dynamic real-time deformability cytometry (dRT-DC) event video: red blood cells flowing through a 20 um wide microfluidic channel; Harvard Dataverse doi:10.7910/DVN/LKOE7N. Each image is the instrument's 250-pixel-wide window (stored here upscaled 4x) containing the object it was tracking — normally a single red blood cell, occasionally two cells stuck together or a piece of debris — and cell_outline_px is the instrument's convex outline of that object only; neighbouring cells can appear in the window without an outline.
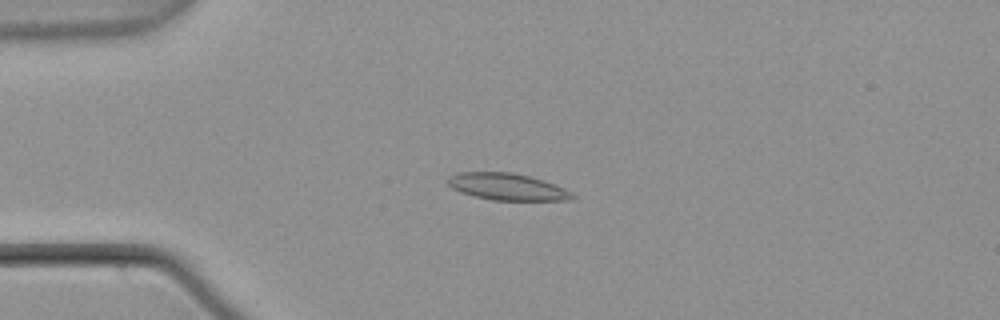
{"species": "common noctule bat (a hibernating species)", "species_latin": "Nyctalus noctula", "temperature_condition": "warm", "stored_images_in_passage": 56, "camera_frame_rate_fps": 3000, "um_per_image_px": 0.085, "animal": {"sex": "male", "body_mass_g": 21.5, "forearm_length_mm": 52.0}, "frame": {"image": 1, "passage_image": 14, "time_ms": 4.333, "image_size_px": [1000, 320], "cell_outline_px": [[576, 196], [572, 200], [492, 200], [472, 196], [460, 192], [452, 188], [444, 180], [448, 176], [456, 172], [512, 172], [544, 180], [556, 184], [572, 192]], "centroid_in_image_um": [43.08, 15.87], "position_along_channel_um": 41.9, "area_um2": 19.77}}
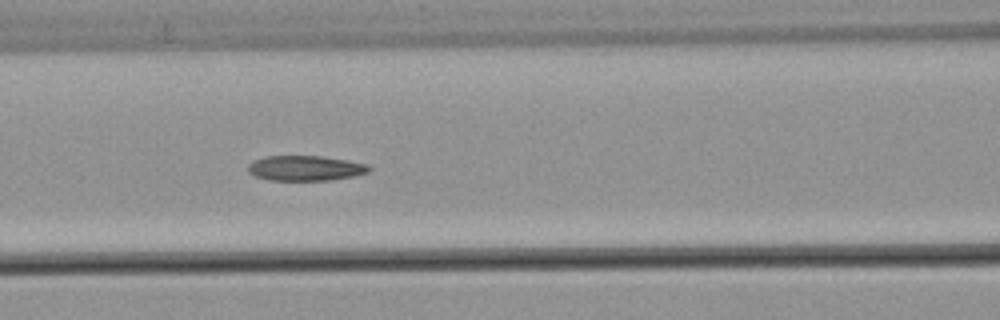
{"frame": {"image": 2, "passage_image": 24, "time_ms": 7.667, "image_size_px": [1000, 320], "cell_outline_px": [[372, 168], [368, 172], [352, 176], [332, 180], [272, 180], [256, 176], [248, 172], [248, 164], [252, 160], [264, 156], [324, 156], [348, 160], [368, 164]], "centroid_in_image_um": [25.96, 14.28], "position_along_channel_um": 140.6, "area_um2": 17.8}}
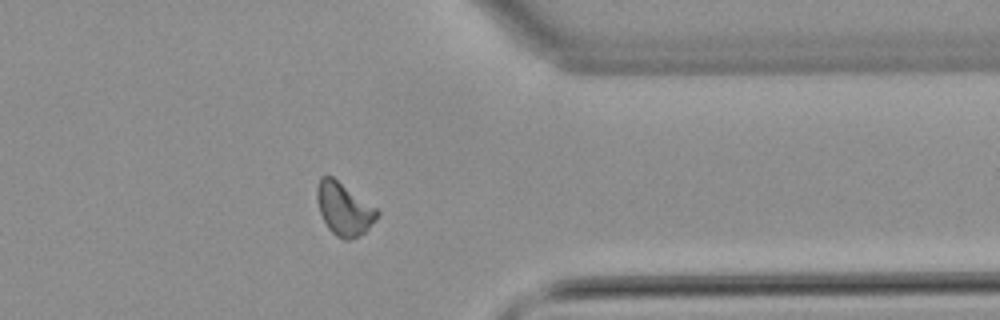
{"frame": {"image": 3, "passage_image": 44, "time_ms": 14.333, "image_size_px": [1000, 320], "cell_outline_px": [[380, 212], [376, 220], [364, 232], [348, 240], [344, 240], [336, 236], [328, 228], [320, 212], [316, 200], [316, 188], [320, 176], [332, 176], [376, 208]], "centroid_in_image_um": [29.21, 17.75], "position_along_channel_um": 382.2, "area_um2": 18.26}, "authors_computed_cell_mechanics": {"area_um2": 18.3515, "velocity_mm_per_s": 3.7702, "shape_relaxation_time_tau1_ms": null, "shape_relaxation_time_tau2_ms": 7.8954, "deformation_change_tau1": null, "deformation_change_tau2": 0.1268}}